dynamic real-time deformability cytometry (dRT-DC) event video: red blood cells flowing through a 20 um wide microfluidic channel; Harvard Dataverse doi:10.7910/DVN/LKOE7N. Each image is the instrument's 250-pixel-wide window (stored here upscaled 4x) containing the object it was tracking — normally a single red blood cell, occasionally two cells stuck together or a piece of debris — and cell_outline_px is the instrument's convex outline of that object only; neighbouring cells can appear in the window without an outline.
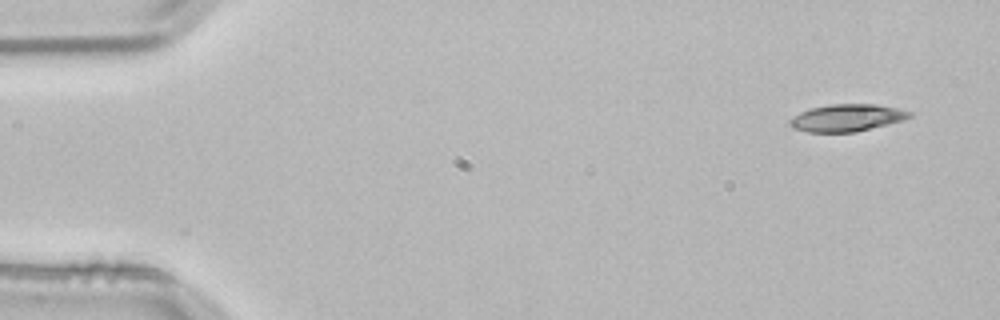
{"species": "common noctule bat (a hibernating species)", "species_latin": "Nyctalus noctula", "temperature_condition": "room temperature", "stored_images_in_passage": 3, "camera_frame_rate_fps": 3000, "um_per_image_px": 0.085, "animal": {"sex": "male", "body_mass_g": 21.5, "forearm_length_mm": 52.0}, "frame": {"image": 1, "passage_image": 1, "time_ms": 0.0, "image_size_px": [1000, 320], "cell_outline_px": [[912, 116], [904, 120], [856, 132], [808, 132], [792, 128], [788, 124], [788, 120], [792, 116], [808, 108], [832, 104], [876, 104], [896, 108], [912, 112]], "centroid_in_image_um": [71.94, 10.01], "position_along_channel_um": 13.1, "area_um2": 19.13}}
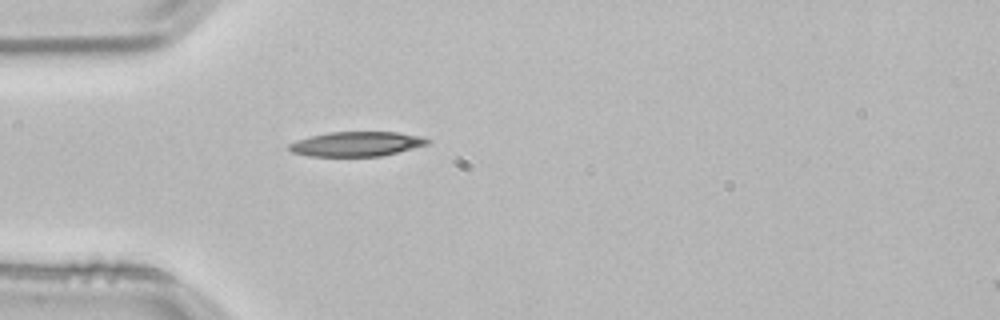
{"frame": {"image": 2, "passage_image": 3, "time_ms": 0.667, "image_size_px": [1000, 320], "cell_outline_px": [[432, 140], [428, 144], [380, 156], [308, 156], [292, 152], [288, 148], [288, 144], [296, 140], [328, 132], [396, 132], [424, 136]], "centroid_in_image_um": [30.31, 12.23], "position_along_channel_um": 54.7, "area_um2": 19.83}}